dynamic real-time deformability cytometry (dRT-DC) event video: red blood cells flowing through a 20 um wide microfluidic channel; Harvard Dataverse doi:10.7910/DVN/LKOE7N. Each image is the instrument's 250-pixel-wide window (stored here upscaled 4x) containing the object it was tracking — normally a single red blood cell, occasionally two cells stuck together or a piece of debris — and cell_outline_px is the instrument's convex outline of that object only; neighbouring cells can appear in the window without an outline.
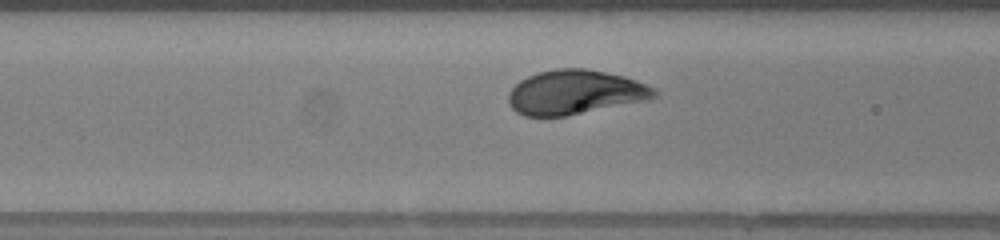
{"species": "human", "species_latin": "Homo sapiens", "temperature_condition": "warm", "stored_images_in_passage": 31, "camera_frame_rate_fps": 3000, "um_per_image_px": 0.085, "donor": {"sex": "female"}, "frame": {"image": 1, "passage_image": 10, "time_ms": 3.0, "image_size_px": [1000, 240], "cell_outline_px": [[660, 92], [656, 96], [648, 100], [564, 116], [524, 116], [516, 112], [508, 104], [508, 92], [520, 80], [528, 76], [540, 72], [556, 68], [584, 68], [624, 76], [636, 80], [656, 88]], "centroid_in_image_um": [48.89, 7.84], "position_along_channel_um": 117.7, "area_um2": 37.74}}
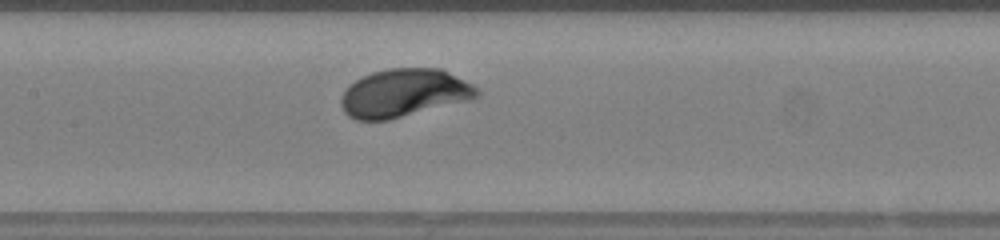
{"frame": {"image": 2, "passage_image": 14, "time_ms": 4.333, "image_size_px": [1000, 240], "cell_outline_px": [[480, 96], [472, 100], [388, 120], [356, 120], [348, 116], [344, 112], [340, 104], [340, 96], [348, 84], [372, 72], [388, 68], [440, 68], [472, 84], [480, 92]], "centroid_in_image_um": [34.32, 7.92], "position_along_channel_um": 173.1, "area_um2": 38.38}, "authors_computed_cell_mechanics": {"area_um2": 37.859, "velocity_mm_per_s": 4.157, "shape_relaxation_time_tau1_ms": 1.2945, "shape_relaxation_time_tau2_ms": null, "deformation_change_tau1": 0.1185, "deformation_change_tau2": null}}